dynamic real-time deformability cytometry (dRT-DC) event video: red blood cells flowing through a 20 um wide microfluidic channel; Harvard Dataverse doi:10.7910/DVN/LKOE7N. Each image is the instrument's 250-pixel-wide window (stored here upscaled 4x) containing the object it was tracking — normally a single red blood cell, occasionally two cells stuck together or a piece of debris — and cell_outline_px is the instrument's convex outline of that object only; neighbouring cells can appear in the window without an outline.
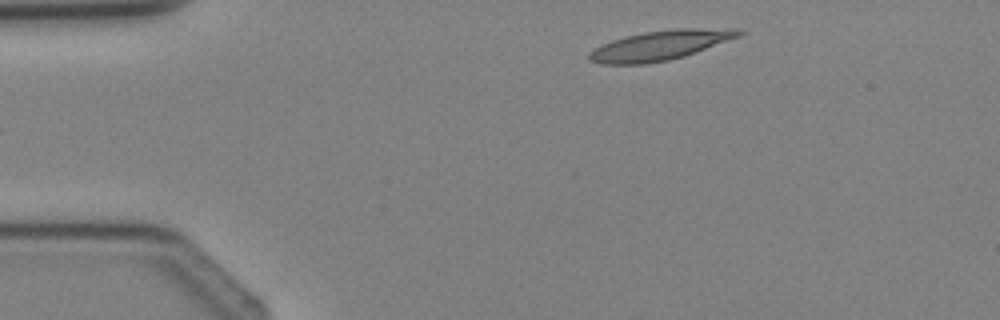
{"species": "Egyptian fruit bat (a non-hibernating species)", "species_latin": "Rousettus aegyptiacus", "temperature_condition": "cold", "stored_images_in_passage": 2, "camera_frame_rate_fps": 3000, "um_per_image_px": 0.085, "animal": {"sex": "female"}, "frame": {"image": 1, "passage_image": 1, "time_ms": 0.0, "image_size_px": [1000, 320], "cell_outline_px": [[744, 32], [740, 36], [684, 56], [668, 60], [644, 64], [604, 64], [588, 60], [588, 52], [612, 40], [644, 32], [676, 28], [736, 28]], "centroid_in_image_um": [56.13, 3.85], "position_along_channel_um": 28.9, "area_um2": 25.61}}